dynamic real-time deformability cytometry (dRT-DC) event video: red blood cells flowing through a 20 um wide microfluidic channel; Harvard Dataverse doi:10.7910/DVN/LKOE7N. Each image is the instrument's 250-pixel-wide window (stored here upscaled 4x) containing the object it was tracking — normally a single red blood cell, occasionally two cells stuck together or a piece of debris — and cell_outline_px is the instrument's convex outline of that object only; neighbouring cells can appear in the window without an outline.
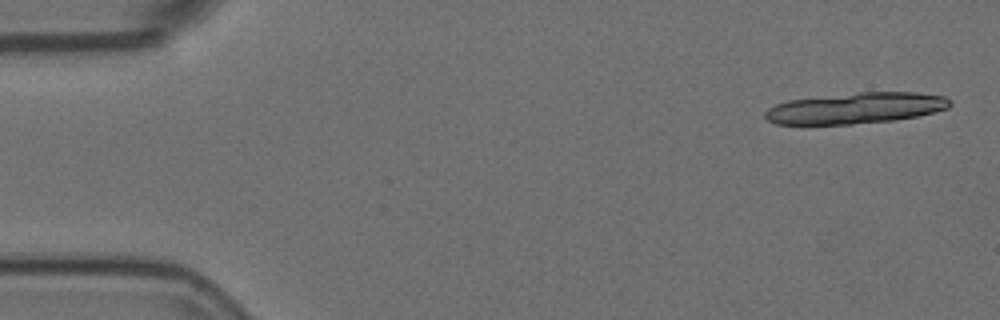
{"species": "Egyptian fruit bat (a non-hibernating species)", "species_latin": "Rousettus aegyptiacus", "temperature_condition": "room temperature", "stored_images_in_passage": 5, "camera_frame_rate_fps": 3000, "um_per_image_px": 0.085, "animal": {"sex": "female"}, "frame": {"image": 1, "passage_image": 1, "time_ms": 0.0, "image_size_px": [1000, 320], "cell_outline_px": [[952, 104], [948, 108], [916, 116], [892, 120], [852, 124], [776, 124], [768, 120], [764, 116], [764, 112], [768, 108], [776, 104], [788, 100], [860, 92], [916, 92], [944, 96]], "centroid_in_image_um": [72.71, 9.19], "position_along_channel_um": 12.3, "area_um2": 33.12}}